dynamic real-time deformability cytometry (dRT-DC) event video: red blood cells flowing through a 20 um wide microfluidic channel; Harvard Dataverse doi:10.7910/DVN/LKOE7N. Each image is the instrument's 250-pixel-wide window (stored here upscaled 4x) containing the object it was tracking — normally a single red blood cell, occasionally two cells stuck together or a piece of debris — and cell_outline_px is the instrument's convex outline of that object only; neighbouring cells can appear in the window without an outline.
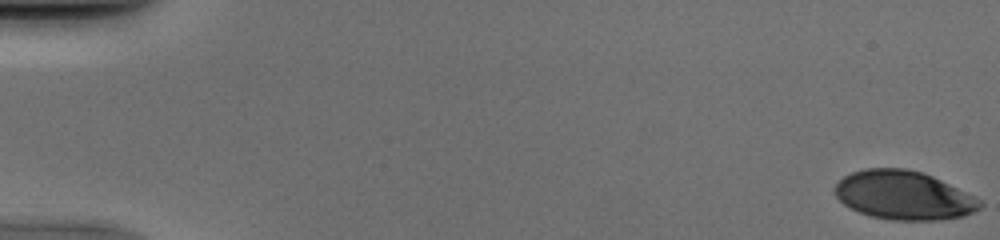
{"species": "human", "species_latin": "Homo sapiens", "temperature_condition": "cold", "stored_images_in_passage": 52, "camera_frame_rate_fps": 3000, "um_per_image_px": 0.085, "donor": {"sex": "male"}, "frame": {"image": 1, "passage_image": 1, "time_ms": 0.0, "image_size_px": [1000, 240], "cell_outline_px": [[984, 204], [980, 208], [964, 216], [940, 220], [892, 220], [872, 216], [860, 212], [844, 204], [836, 196], [836, 184], [844, 176], [852, 172], [864, 168], [904, 168], [924, 172], [980, 200]], "centroid_in_image_um": [76.81, 16.6], "position_along_channel_um": 8.2, "area_um2": 40.81}}
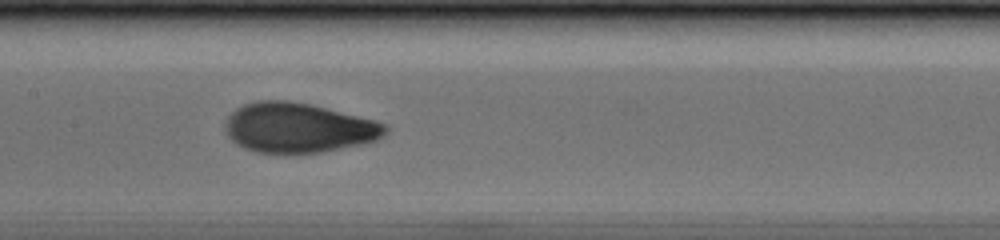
{"frame": {"image": 2, "passage_image": 27, "time_ms": 8.667, "image_size_px": [1000, 240], "cell_outline_px": [[388, 132], [384, 136], [376, 140], [360, 144], [320, 152], [288, 156], [256, 152], [244, 148], [236, 144], [224, 132], [224, 124], [228, 116], [236, 108], [244, 104], [256, 100], [288, 100], [312, 104], [376, 120], [388, 124]], "centroid_in_image_um": [25.34, 10.88], "position_along_channel_um": 182.1, "area_um2": 47.57}}
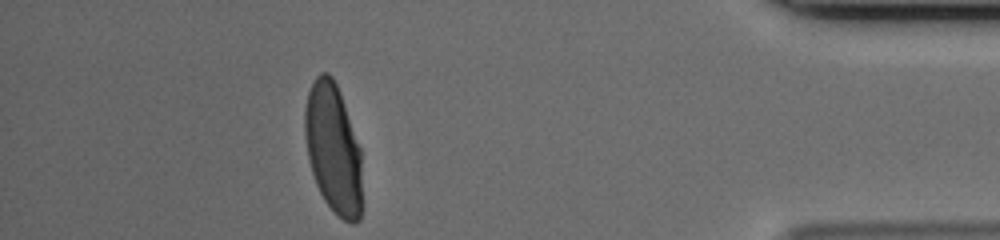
{"frame": {"image": 3, "passage_image": 47, "time_ms": 15.333, "image_size_px": [1000, 240], "cell_outline_px": [[360, 220], [352, 224], [344, 220], [324, 200], [316, 184], [308, 160], [304, 132], [304, 108], [308, 92], [316, 76], [320, 72], [328, 72], [332, 76], [340, 92], [360, 148]], "centroid_in_image_um": [28.29, 12.58], "position_along_channel_um": 406.9, "area_um2": 42.89}}